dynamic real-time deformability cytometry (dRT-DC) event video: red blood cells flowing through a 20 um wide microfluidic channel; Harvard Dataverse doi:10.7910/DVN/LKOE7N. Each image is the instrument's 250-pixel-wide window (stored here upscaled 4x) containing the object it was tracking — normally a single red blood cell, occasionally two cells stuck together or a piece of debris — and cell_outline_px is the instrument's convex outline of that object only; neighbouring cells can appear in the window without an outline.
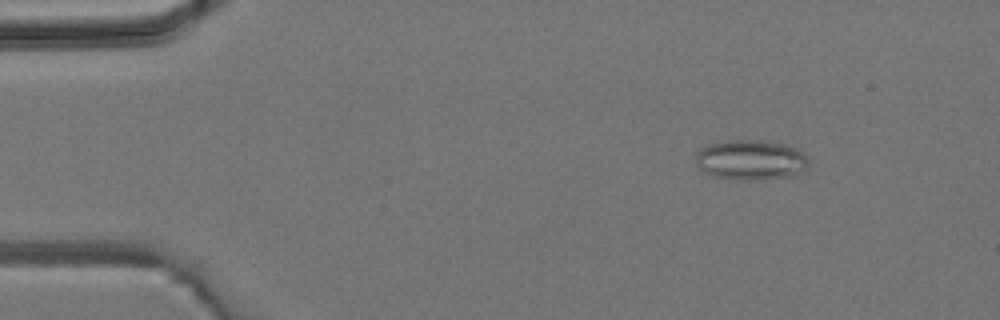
{"species": "common noctule bat (a hibernating species)", "species_latin": "Nyctalus noctula", "temperature_condition": "room temperature", "stored_images_in_passage": 4, "camera_frame_rate_fps": 3000, "um_per_image_px": 0.085, "animal": {"sex": "male", "body_mass_g": 19.2, "forearm_length_mm": 51.8}, "frame": {"image": 1, "passage_image": 2, "time_ms": 1.0, "image_size_px": [1000, 320], "cell_outline_px": [[808, 168], [796, 176], [760, 180], [732, 180], [712, 176], [700, 172], [696, 164], [696, 152], [700, 148], [708, 144], [728, 140], [760, 140], [784, 144], [796, 148], [808, 156]], "centroid_in_image_um": [63.8, 13.62], "position_along_channel_um": 21.2, "area_um2": 27.17}}